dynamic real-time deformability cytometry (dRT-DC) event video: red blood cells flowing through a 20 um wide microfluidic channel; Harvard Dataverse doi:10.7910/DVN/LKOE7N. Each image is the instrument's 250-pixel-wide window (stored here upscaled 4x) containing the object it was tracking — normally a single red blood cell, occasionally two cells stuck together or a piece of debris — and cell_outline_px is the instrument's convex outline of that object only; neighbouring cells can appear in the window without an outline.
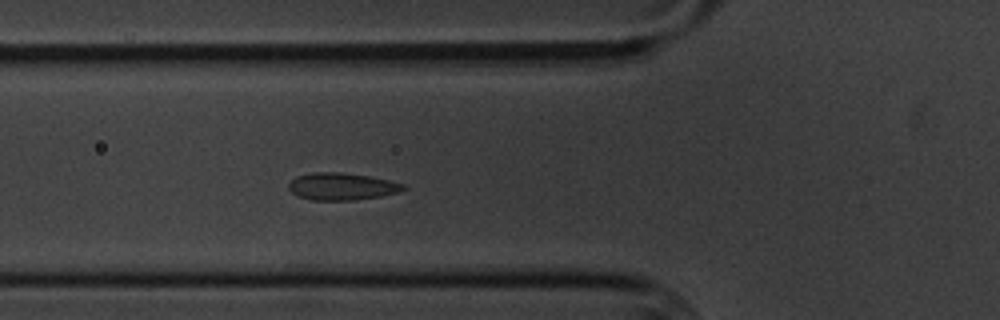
{"species": "common noctule bat (a hibernating species)", "species_latin": "Nyctalus noctula", "temperature_condition": "cold", "stored_images_in_passage": 2, "camera_frame_rate_fps": 3000, "um_per_image_px": 0.085, "animal": {"sex": "male", "body_mass_g": 20.1, "forearm_length_mm": 53.5}, "frame": {"image": 1, "passage_image": 2, "time_ms": 1.0, "image_size_px": [1000, 320], "cell_outline_px": [[408, 188], [400, 192], [380, 196], [356, 200], [312, 200], [296, 196], [288, 188], [288, 184], [296, 176], [312, 172], [340, 172], [368, 176], [388, 180], [404, 184]], "centroid_in_image_um": [29.04, 15.85], "position_along_channel_um": 96.8, "area_um2": 18.26}}